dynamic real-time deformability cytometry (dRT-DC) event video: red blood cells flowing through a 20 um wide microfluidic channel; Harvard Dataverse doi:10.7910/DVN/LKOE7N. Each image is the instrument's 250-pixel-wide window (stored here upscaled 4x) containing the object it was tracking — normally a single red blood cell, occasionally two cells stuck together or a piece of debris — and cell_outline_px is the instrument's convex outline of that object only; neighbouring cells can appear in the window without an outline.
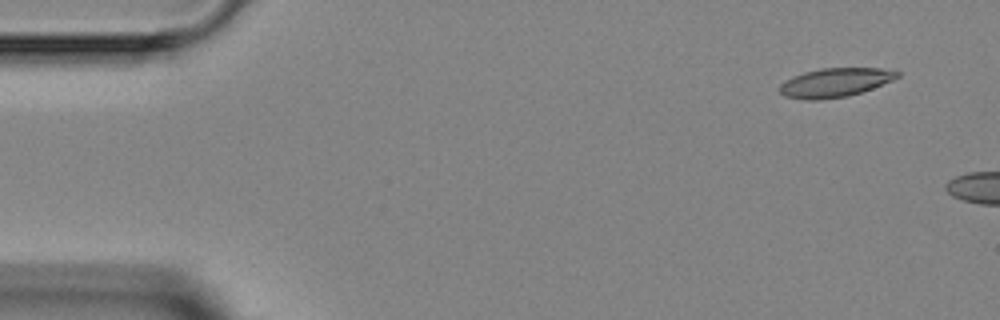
{"species": "Egyptian fruit bat (a non-hibernating species)", "species_latin": "Rousettus aegyptiacus", "temperature_condition": "room temperature", "stored_images_in_passage": 3, "camera_frame_rate_fps": 3000, "um_per_image_px": 0.085, "animal": {"sex": "female"}, "frame": {"image": 1, "passage_image": 1, "time_ms": 0.0, "image_size_px": [1000, 320], "cell_outline_px": [[900, 76], [892, 80], [872, 88], [848, 96], [820, 100], [804, 100], [784, 96], [780, 92], [780, 84], [792, 76], [804, 72], [820, 68], [880, 68], [900, 72]], "centroid_in_image_um": [70.95, 7.02], "position_along_channel_um": 14.1, "area_um2": 19.83}}